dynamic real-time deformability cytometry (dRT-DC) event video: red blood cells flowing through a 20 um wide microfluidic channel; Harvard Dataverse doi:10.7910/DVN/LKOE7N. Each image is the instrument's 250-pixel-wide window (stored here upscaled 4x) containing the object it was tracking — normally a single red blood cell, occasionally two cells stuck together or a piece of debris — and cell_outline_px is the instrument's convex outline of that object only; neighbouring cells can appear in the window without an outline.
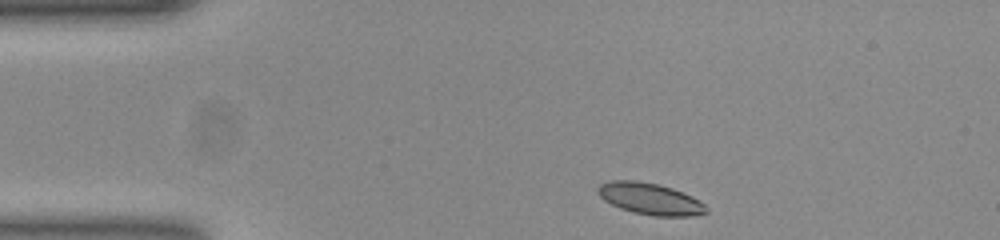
{"species": "common noctule bat (a hibernating species)", "species_latin": "Nyctalus noctula", "temperature_condition": "room temperature", "stored_images_in_passage": 44, "camera_frame_rate_fps": 3000, "um_per_image_px": 0.085, "animal": {"sex": "female", "body_mass_g": 23.0, "forearm_length_mm": 53.4}, "frame": {"image": 1, "passage_image": 1, "time_ms": 0.0, "image_size_px": [1000, 240], "cell_outline_px": [[708, 212], [692, 216], [652, 216], [620, 208], [604, 200], [596, 192], [596, 188], [600, 184], [612, 180], [636, 180], [656, 184], [672, 188], [692, 196], [700, 200], [704, 204]], "centroid_in_image_um": [55.25, 16.89], "position_along_channel_um": 29.8, "area_um2": 19.88}}
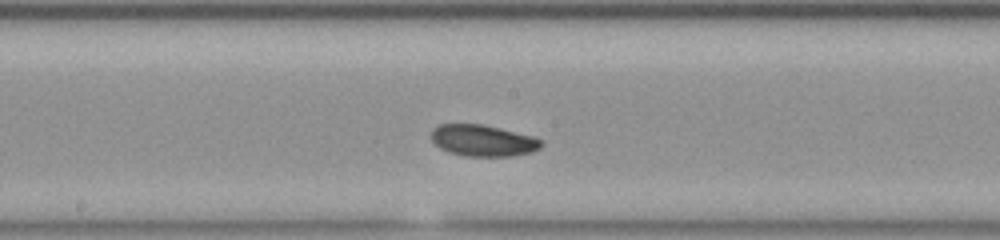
{"frame": {"image": 2, "passage_image": 19, "time_ms": 6.0, "image_size_px": [1000, 240], "cell_outline_px": [[544, 144], [540, 148], [532, 152], [512, 156], [464, 156], [448, 152], [440, 148], [432, 140], [432, 128], [440, 124], [484, 124], [532, 136], [540, 140]], "centroid_in_image_um": [41.05, 11.95], "position_along_channel_um": 207.2, "area_um2": 20.17}}
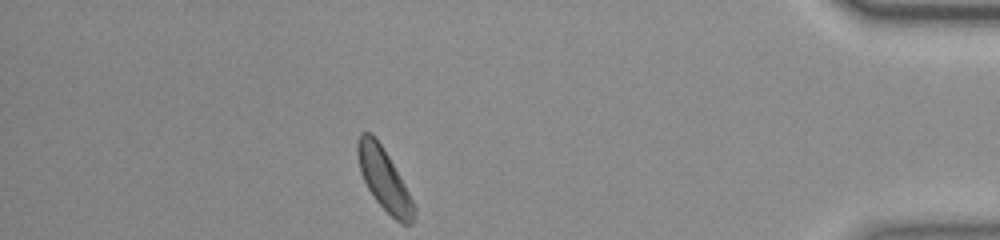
{"frame": {"image": 3, "passage_image": 38, "time_ms": 12.333, "image_size_px": [1000, 240], "cell_outline_px": [[416, 212], [412, 224], [400, 224], [376, 200], [368, 188], [360, 172], [356, 152], [356, 144], [360, 132], [372, 132], [388, 156], [404, 184], [416, 208]], "centroid_in_image_um": [32.63, 15.23], "position_along_channel_um": 402.6, "area_um2": 20.06}, "authors_computed_cell_mechanics": {"area_um2": 20.1144, "velocity_mm_per_s": 3.8391, "shape_relaxation_time_tau1_ms": 2.0656, "shape_relaxation_time_tau2_ms": null, "deformation_change_tau1": 0.0695, "deformation_change_tau2": null}}